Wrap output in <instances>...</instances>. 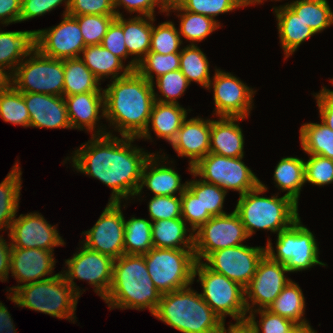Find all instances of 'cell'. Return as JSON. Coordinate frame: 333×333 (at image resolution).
<instances>
[{
	"instance_id": "6da1fadb",
	"label": "cell",
	"mask_w": 333,
	"mask_h": 333,
	"mask_svg": "<svg viewBox=\"0 0 333 333\" xmlns=\"http://www.w3.org/2000/svg\"><path fill=\"white\" fill-rule=\"evenodd\" d=\"M92 135L91 140L81 144L72 157V166L112 189L109 202L121 203L136 196L141 183L142 169L151 156L133 143L138 137ZM143 150V151H142Z\"/></svg>"
},
{
	"instance_id": "7a4b0ae2",
	"label": "cell",
	"mask_w": 333,
	"mask_h": 333,
	"mask_svg": "<svg viewBox=\"0 0 333 333\" xmlns=\"http://www.w3.org/2000/svg\"><path fill=\"white\" fill-rule=\"evenodd\" d=\"M110 81L103 89L106 121L121 136L139 137L155 102L154 85L136 71Z\"/></svg>"
},
{
	"instance_id": "3957f363",
	"label": "cell",
	"mask_w": 333,
	"mask_h": 333,
	"mask_svg": "<svg viewBox=\"0 0 333 333\" xmlns=\"http://www.w3.org/2000/svg\"><path fill=\"white\" fill-rule=\"evenodd\" d=\"M161 296L150 278L144 255L124 254L114 259L112 282L103 299L110 310L147 308L154 315Z\"/></svg>"
},
{
	"instance_id": "277c9868",
	"label": "cell",
	"mask_w": 333,
	"mask_h": 333,
	"mask_svg": "<svg viewBox=\"0 0 333 333\" xmlns=\"http://www.w3.org/2000/svg\"><path fill=\"white\" fill-rule=\"evenodd\" d=\"M155 316L181 333H220L221 318L191 287L163 294Z\"/></svg>"
},
{
	"instance_id": "5b68a950",
	"label": "cell",
	"mask_w": 333,
	"mask_h": 333,
	"mask_svg": "<svg viewBox=\"0 0 333 333\" xmlns=\"http://www.w3.org/2000/svg\"><path fill=\"white\" fill-rule=\"evenodd\" d=\"M266 185L260 181L255 189L239 196L234 211L238 214L249 237L255 229L269 230L278 234L287 229L299 217L298 204L287 196H259L267 191Z\"/></svg>"
},
{
	"instance_id": "8992f818",
	"label": "cell",
	"mask_w": 333,
	"mask_h": 333,
	"mask_svg": "<svg viewBox=\"0 0 333 333\" xmlns=\"http://www.w3.org/2000/svg\"><path fill=\"white\" fill-rule=\"evenodd\" d=\"M7 298L18 307H25L59 319L65 318L75 323V311L80 296L59 272L56 276L45 280L19 285L12 296L8 294Z\"/></svg>"
},
{
	"instance_id": "52a82bcc",
	"label": "cell",
	"mask_w": 333,
	"mask_h": 333,
	"mask_svg": "<svg viewBox=\"0 0 333 333\" xmlns=\"http://www.w3.org/2000/svg\"><path fill=\"white\" fill-rule=\"evenodd\" d=\"M268 239L265 254L273 261L285 265L289 272L309 270L314 265L326 266L319 260V247L309 228L302 225L300 218L287 229L277 234L276 253Z\"/></svg>"
},
{
	"instance_id": "ba28073f",
	"label": "cell",
	"mask_w": 333,
	"mask_h": 333,
	"mask_svg": "<svg viewBox=\"0 0 333 333\" xmlns=\"http://www.w3.org/2000/svg\"><path fill=\"white\" fill-rule=\"evenodd\" d=\"M197 275V282L203 289L201 297L224 323L227 315L236 320L235 323L246 321L248 311L243 287L223 274L212 271L203 261L195 263L193 280Z\"/></svg>"
},
{
	"instance_id": "9c48e42d",
	"label": "cell",
	"mask_w": 333,
	"mask_h": 333,
	"mask_svg": "<svg viewBox=\"0 0 333 333\" xmlns=\"http://www.w3.org/2000/svg\"><path fill=\"white\" fill-rule=\"evenodd\" d=\"M144 259L150 278L162 295L192 286L196 263L193 249L153 247Z\"/></svg>"
},
{
	"instance_id": "30bf717a",
	"label": "cell",
	"mask_w": 333,
	"mask_h": 333,
	"mask_svg": "<svg viewBox=\"0 0 333 333\" xmlns=\"http://www.w3.org/2000/svg\"><path fill=\"white\" fill-rule=\"evenodd\" d=\"M28 58L19 63L10 83L20 92L63 96L64 60L45 56L38 49Z\"/></svg>"
},
{
	"instance_id": "8fae6325",
	"label": "cell",
	"mask_w": 333,
	"mask_h": 333,
	"mask_svg": "<svg viewBox=\"0 0 333 333\" xmlns=\"http://www.w3.org/2000/svg\"><path fill=\"white\" fill-rule=\"evenodd\" d=\"M242 159L243 157L229 158L209 152L192 167L190 174L195 178L200 177L204 182L215 184L226 192L238 191L241 196L260 185L258 177Z\"/></svg>"
},
{
	"instance_id": "7c38bea8",
	"label": "cell",
	"mask_w": 333,
	"mask_h": 333,
	"mask_svg": "<svg viewBox=\"0 0 333 333\" xmlns=\"http://www.w3.org/2000/svg\"><path fill=\"white\" fill-rule=\"evenodd\" d=\"M81 246L80 251L65 261L68 269L61 273L79 296L82 295V290L76 285L74 279L86 280L94 287V292L104 299L112 282L114 259L91 250L85 245Z\"/></svg>"
},
{
	"instance_id": "4fadbf2b",
	"label": "cell",
	"mask_w": 333,
	"mask_h": 333,
	"mask_svg": "<svg viewBox=\"0 0 333 333\" xmlns=\"http://www.w3.org/2000/svg\"><path fill=\"white\" fill-rule=\"evenodd\" d=\"M248 238L250 237L234 210L229 214L212 216L194 231L195 259L203 261L210 253L242 245Z\"/></svg>"
},
{
	"instance_id": "5bb4252c",
	"label": "cell",
	"mask_w": 333,
	"mask_h": 333,
	"mask_svg": "<svg viewBox=\"0 0 333 333\" xmlns=\"http://www.w3.org/2000/svg\"><path fill=\"white\" fill-rule=\"evenodd\" d=\"M207 90L213 88V98L217 117L248 118L252 110L256 90L249 87L235 75L215 69Z\"/></svg>"
},
{
	"instance_id": "9a60e30c",
	"label": "cell",
	"mask_w": 333,
	"mask_h": 333,
	"mask_svg": "<svg viewBox=\"0 0 333 333\" xmlns=\"http://www.w3.org/2000/svg\"><path fill=\"white\" fill-rule=\"evenodd\" d=\"M264 255V246L250 247L242 244L212 252L203 263L212 271L223 274L245 289Z\"/></svg>"
},
{
	"instance_id": "2e32d148",
	"label": "cell",
	"mask_w": 333,
	"mask_h": 333,
	"mask_svg": "<svg viewBox=\"0 0 333 333\" xmlns=\"http://www.w3.org/2000/svg\"><path fill=\"white\" fill-rule=\"evenodd\" d=\"M121 203L108 202L94 226L82 232L87 248L117 259L124 255V214Z\"/></svg>"
},
{
	"instance_id": "e0dca14e",
	"label": "cell",
	"mask_w": 333,
	"mask_h": 333,
	"mask_svg": "<svg viewBox=\"0 0 333 333\" xmlns=\"http://www.w3.org/2000/svg\"><path fill=\"white\" fill-rule=\"evenodd\" d=\"M288 272L285 265L271 260L265 254L259 261L253 278L244 289L247 311L267 309L289 281L292 280L286 278L285 273Z\"/></svg>"
},
{
	"instance_id": "ac0fdd59",
	"label": "cell",
	"mask_w": 333,
	"mask_h": 333,
	"mask_svg": "<svg viewBox=\"0 0 333 333\" xmlns=\"http://www.w3.org/2000/svg\"><path fill=\"white\" fill-rule=\"evenodd\" d=\"M48 29L37 30V49L54 59L79 58L86 47L78 21L68 14Z\"/></svg>"
},
{
	"instance_id": "d6986e66",
	"label": "cell",
	"mask_w": 333,
	"mask_h": 333,
	"mask_svg": "<svg viewBox=\"0 0 333 333\" xmlns=\"http://www.w3.org/2000/svg\"><path fill=\"white\" fill-rule=\"evenodd\" d=\"M12 248H39L54 251V247L65 244L56 225L49 224L38 212L20 214L11 223L8 233Z\"/></svg>"
},
{
	"instance_id": "ffe728a7",
	"label": "cell",
	"mask_w": 333,
	"mask_h": 333,
	"mask_svg": "<svg viewBox=\"0 0 333 333\" xmlns=\"http://www.w3.org/2000/svg\"><path fill=\"white\" fill-rule=\"evenodd\" d=\"M55 264L56 259L52 251L39 248H12L10 272L12 277L17 279L18 285L9 288L10 294L19 288L20 283L26 285L56 276L52 275Z\"/></svg>"
},
{
	"instance_id": "44dd1931",
	"label": "cell",
	"mask_w": 333,
	"mask_h": 333,
	"mask_svg": "<svg viewBox=\"0 0 333 333\" xmlns=\"http://www.w3.org/2000/svg\"><path fill=\"white\" fill-rule=\"evenodd\" d=\"M30 114L29 127L72 129L63 96L22 92Z\"/></svg>"
},
{
	"instance_id": "7402d4cb",
	"label": "cell",
	"mask_w": 333,
	"mask_h": 333,
	"mask_svg": "<svg viewBox=\"0 0 333 333\" xmlns=\"http://www.w3.org/2000/svg\"><path fill=\"white\" fill-rule=\"evenodd\" d=\"M211 119L201 117L187 118L183 121L175 139L171 145L178 157H187L189 161V172L192 167L210 151Z\"/></svg>"
},
{
	"instance_id": "603a6c76",
	"label": "cell",
	"mask_w": 333,
	"mask_h": 333,
	"mask_svg": "<svg viewBox=\"0 0 333 333\" xmlns=\"http://www.w3.org/2000/svg\"><path fill=\"white\" fill-rule=\"evenodd\" d=\"M72 129L87 130L92 135H106L109 132L97 122L105 117L104 92H87L63 96ZM102 111V112H101ZM101 112V115L99 113ZM96 125L98 128L95 130ZM104 129V130H103Z\"/></svg>"
},
{
	"instance_id": "cb8c5ba5",
	"label": "cell",
	"mask_w": 333,
	"mask_h": 333,
	"mask_svg": "<svg viewBox=\"0 0 333 333\" xmlns=\"http://www.w3.org/2000/svg\"><path fill=\"white\" fill-rule=\"evenodd\" d=\"M163 155L151 153V156L145 162L142 169L141 183L136 196L141 195L144 186L154 196H175L176 193L181 195L187 188V181L182 184L181 175L173 167H167L166 164L163 165V162L168 160L166 159L168 157Z\"/></svg>"
},
{
	"instance_id": "d4e9b609",
	"label": "cell",
	"mask_w": 333,
	"mask_h": 333,
	"mask_svg": "<svg viewBox=\"0 0 333 333\" xmlns=\"http://www.w3.org/2000/svg\"><path fill=\"white\" fill-rule=\"evenodd\" d=\"M242 117L211 119L210 151L229 158L244 157V135L238 121ZM238 123V124H237Z\"/></svg>"
},
{
	"instance_id": "484cf974",
	"label": "cell",
	"mask_w": 333,
	"mask_h": 333,
	"mask_svg": "<svg viewBox=\"0 0 333 333\" xmlns=\"http://www.w3.org/2000/svg\"><path fill=\"white\" fill-rule=\"evenodd\" d=\"M37 49V30L1 31L0 67L11 76L19 63Z\"/></svg>"
},
{
	"instance_id": "4316f807",
	"label": "cell",
	"mask_w": 333,
	"mask_h": 333,
	"mask_svg": "<svg viewBox=\"0 0 333 333\" xmlns=\"http://www.w3.org/2000/svg\"><path fill=\"white\" fill-rule=\"evenodd\" d=\"M187 111L180 104L160 103L155 101L151 110L150 119L147 129L138 137V139L151 140L149 127L158 138L169 142L175 139L178 130L181 128L183 121L187 118ZM151 123V125H150Z\"/></svg>"
},
{
	"instance_id": "83f0119b",
	"label": "cell",
	"mask_w": 333,
	"mask_h": 333,
	"mask_svg": "<svg viewBox=\"0 0 333 333\" xmlns=\"http://www.w3.org/2000/svg\"><path fill=\"white\" fill-rule=\"evenodd\" d=\"M272 10L276 14L279 39L286 59L315 32L289 6L280 5Z\"/></svg>"
},
{
	"instance_id": "f1b7e54d",
	"label": "cell",
	"mask_w": 333,
	"mask_h": 333,
	"mask_svg": "<svg viewBox=\"0 0 333 333\" xmlns=\"http://www.w3.org/2000/svg\"><path fill=\"white\" fill-rule=\"evenodd\" d=\"M133 17L127 20L123 16V33L128 55H135L127 66L135 71L138 62L150 51L152 17Z\"/></svg>"
},
{
	"instance_id": "f546056e",
	"label": "cell",
	"mask_w": 333,
	"mask_h": 333,
	"mask_svg": "<svg viewBox=\"0 0 333 333\" xmlns=\"http://www.w3.org/2000/svg\"><path fill=\"white\" fill-rule=\"evenodd\" d=\"M153 247L168 249H194V231L188 229L182 218L152 222ZM189 232V234H188Z\"/></svg>"
},
{
	"instance_id": "4dcf8cb0",
	"label": "cell",
	"mask_w": 333,
	"mask_h": 333,
	"mask_svg": "<svg viewBox=\"0 0 333 333\" xmlns=\"http://www.w3.org/2000/svg\"><path fill=\"white\" fill-rule=\"evenodd\" d=\"M81 54L79 58L100 82L103 78H110L109 76L110 80L124 77L132 71L119 57L101 44L86 46Z\"/></svg>"
},
{
	"instance_id": "1f68e13d",
	"label": "cell",
	"mask_w": 333,
	"mask_h": 333,
	"mask_svg": "<svg viewBox=\"0 0 333 333\" xmlns=\"http://www.w3.org/2000/svg\"><path fill=\"white\" fill-rule=\"evenodd\" d=\"M180 12L177 17L180 18L179 34L190 42V45H197V42L205 40L213 31L220 27V22L211 17L192 13L183 10L174 0L167 4L166 15L171 12ZM195 42V43H194Z\"/></svg>"
},
{
	"instance_id": "d6a6232c",
	"label": "cell",
	"mask_w": 333,
	"mask_h": 333,
	"mask_svg": "<svg viewBox=\"0 0 333 333\" xmlns=\"http://www.w3.org/2000/svg\"><path fill=\"white\" fill-rule=\"evenodd\" d=\"M267 310L293 321L299 327L310 325L303 317L305 314V297L302 289L292 280L283 288Z\"/></svg>"
},
{
	"instance_id": "836d02e7",
	"label": "cell",
	"mask_w": 333,
	"mask_h": 333,
	"mask_svg": "<svg viewBox=\"0 0 333 333\" xmlns=\"http://www.w3.org/2000/svg\"><path fill=\"white\" fill-rule=\"evenodd\" d=\"M302 158L284 157L282 158L274 171V184L284 195L291 198L298 204L300 191L305 184V164Z\"/></svg>"
},
{
	"instance_id": "e575fe53",
	"label": "cell",
	"mask_w": 333,
	"mask_h": 333,
	"mask_svg": "<svg viewBox=\"0 0 333 333\" xmlns=\"http://www.w3.org/2000/svg\"><path fill=\"white\" fill-rule=\"evenodd\" d=\"M18 164L17 162L14 164L0 183V231L10 230L11 223L17 216L22 188V172Z\"/></svg>"
},
{
	"instance_id": "d590c367",
	"label": "cell",
	"mask_w": 333,
	"mask_h": 333,
	"mask_svg": "<svg viewBox=\"0 0 333 333\" xmlns=\"http://www.w3.org/2000/svg\"><path fill=\"white\" fill-rule=\"evenodd\" d=\"M100 81L80 58L64 59L63 96L87 92H101Z\"/></svg>"
},
{
	"instance_id": "8d00e7d4",
	"label": "cell",
	"mask_w": 333,
	"mask_h": 333,
	"mask_svg": "<svg viewBox=\"0 0 333 333\" xmlns=\"http://www.w3.org/2000/svg\"><path fill=\"white\" fill-rule=\"evenodd\" d=\"M302 150L333 160V131L321 123H304L300 128Z\"/></svg>"
},
{
	"instance_id": "74e56055",
	"label": "cell",
	"mask_w": 333,
	"mask_h": 333,
	"mask_svg": "<svg viewBox=\"0 0 333 333\" xmlns=\"http://www.w3.org/2000/svg\"><path fill=\"white\" fill-rule=\"evenodd\" d=\"M315 34L333 25V11L327 0H293L286 3Z\"/></svg>"
},
{
	"instance_id": "f35d334b",
	"label": "cell",
	"mask_w": 333,
	"mask_h": 333,
	"mask_svg": "<svg viewBox=\"0 0 333 333\" xmlns=\"http://www.w3.org/2000/svg\"><path fill=\"white\" fill-rule=\"evenodd\" d=\"M152 221L132 217L124 219V254L145 255L153 248Z\"/></svg>"
},
{
	"instance_id": "ab89813d",
	"label": "cell",
	"mask_w": 333,
	"mask_h": 333,
	"mask_svg": "<svg viewBox=\"0 0 333 333\" xmlns=\"http://www.w3.org/2000/svg\"><path fill=\"white\" fill-rule=\"evenodd\" d=\"M180 71L189 84L196 82L207 88L211 81L209 61L197 45H186L180 52Z\"/></svg>"
},
{
	"instance_id": "60d3db41",
	"label": "cell",
	"mask_w": 333,
	"mask_h": 333,
	"mask_svg": "<svg viewBox=\"0 0 333 333\" xmlns=\"http://www.w3.org/2000/svg\"><path fill=\"white\" fill-rule=\"evenodd\" d=\"M0 117L4 122L29 127L30 114L22 92L11 83L0 90Z\"/></svg>"
},
{
	"instance_id": "b9f144b4",
	"label": "cell",
	"mask_w": 333,
	"mask_h": 333,
	"mask_svg": "<svg viewBox=\"0 0 333 333\" xmlns=\"http://www.w3.org/2000/svg\"><path fill=\"white\" fill-rule=\"evenodd\" d=\"M187 188L200 200L202 204V214L219 216L226 214L223 205L227 192L221 187L204 182L203 180L193 179L187 181Z\"/></svg>"
},
{
	"instance_id": "7bdbcfd3",
	"label": "cell",
	"mask_w": 333,
	"mask_h": 333,
	"mask_svg": "<svg viewBox=\"0 0 333 333\" xmlns=\"http://www.w3.org/2000/svg\"><path fill=\"white\" fill-rule=\"evenodd\" d=\"M180 52L170 54H158L148 52L137 64L135 71L147 81L154 83L156 78L170 71L180 69Z\"/></svg>"
},
{
	"instance_id": "ee69618b",
	"label": "cell",
	"mask_w": 333,
	"mask_h": 333,
	"mask_svg": "<svg viewBox=\"0 0 333 333\" xmlns=\"http://www.w3.org/2000/svg\"><path fill=\"white\" fill-rule=\"evenodd\" d=\"M155 17H152V33L150 41V52L158 54H170L181 52L183 38L172 21L160 23L154 26Z\"/></svg>"
},
{
	"instance_id": "f6af8a7d",
	"label": "cell",
	"mask_w": 333,
	"mask_h": 333,
	"mask_svg": "<svg viewBox=\"0 0 333 333\" xmlns=\"http://www.w3.org/2000/svg\"><path fill=\"white\" fill-rule=\"evenodd\" d=\"M246 323L254 331V333H294L299 327L293 321L271 313L267 309H258L248 312ZM260 314V321H256V315Z\"/></svg>"
},
{
	"instance_id": "bcb514c9",
	"label": "cell",
	"mask_w": 333,
	"mask_h": 333,
	"mask_svg": "<svg viewBox=\"0 0 333 333\" xmlns=\"http://www.w3.org/2000/svg\"><path fill=\"white\" fill-rule=\"evenodd\" d=\"M155 80V85H157L161 95L156 94L154 89V97L155 101L160 103L179 104L177 99L185 93L190 85L179 69L161 75Z\"/></svg>"
},
{
	"instance_id": "7dc6e473",
	"label": "cell",
	"mask_w": 333,
	"mask_h": 333,
	"mask_svg": "<svg viewBox=\"0 0 333 333\" xmlns=\"http://www.w3.org/2000/svg\"><path fill=\"white\" fill-rule=\"evenodd\" d=\"M73 17L78 21L85 46H90L101 44L116 15H79Z\"/></svg>"
},
{
	"instance_id": "c3c4849f",
	"label": "cell",
	"mask_w": 333,
	"mask_h": 333,
	"mask_svg": "<svg viewBox=\"0 0 333 333\" xmlns=\"http://www.w3.org/2000/svg\"><path fill=\"white\" fill-rule=\"evenodd\" d=\"M183 10L213 18L241 8L235 0H174Z\"/></svg>"
},
{
	"instance_id": "681fc988",
	"label": "cell",
	"mask_w": 333,
	"mask_h": 333,
	"mask_svg": "<svg viewBox=\"0 0 333 333\" xmlns=\"http://www.w3.org/2000/svg\"><path fill=\"white\" fill-rule=\"evenodd\" d=\"M305 164V183L324 186L333 182V160L308 154Z\"/></svg>"
},
{
	"instance_id": "f907efd6",
	"label": "cell",
	"mask_w": 333,
	"mask_h": 333,
	"mask_svg": "<svg viewBox=\"0 0 333 333\" xmlns=\"http://www.w3.org/2000/svg\"><path fill=\"white\" fill-rule=\"evenodd\" d=\"M150 220L181 218V195L153 196L148 203Z\"/></svg>"
},
{
	"instance_id": "816d5d0a",
	"label": "cell",
	"mask_w": 333,
	"mask_h": 333,
	"mask_svg": "<svg viewBox=\"0 0 333 333\" xmlns=\"http://www.w3.org/2000/svg\"><path fill=\"white\" fill-rule=\"evenodd\" d=\"M211 217V214H202L200 200L186 188L181 194V218L190 225V229L196 231Z\"/></svg>"
},
{
	"instance_id": "f5cc1de1",
	"label": "cell",
	"mask_w": 333,
	"mask_h": 333,
	"mask_svg": "<svg viewBox=\"0 0 333 333\" xmlns=\"http://www.w3.org/2000/svg\"><path fill=\"white\" fill-rule=\"evenodd\" d=\"M101 45L109 50L112 54L119 57L122 61L129 57L125 45V38L123 33V15L116 16V18L109 25Z\"/></svg>"
},
{
	"instance_id": "db71d44e",
	"label": "cell",
	"mask_w": 333,
	"mask_h": 333,
	"mask_svg": "<svg viewBox=\"0 0 333 333\" xmlns=\"http://www.w3.org/2000/svg\"><path fill=\"white\" fill-rule=\"evenodd\" d=\"M68 15H116L113 0H70Z\"/></svg>"
},
{
	"instance_id": "11a10c76",
	"label": "cell",
	"mask_w": 333,
	"mask_h": 333,
	"mask_svg": "<svg viewBox=\"0 0 333 333\" xmlns=\"http://www.w3.org/2000/svg\"><path fill=\"white\" fill-rule=\"evenodd\" d=\"M116 16H122L120 10L121 6L124 7L129 13H137L138 16L155 17V7H159V12H167V0H113Z\"/></svg>"
},
{
	"instance_id": "9f6ffc18",
	"label": "cell",
	"mask_w": 333,
	"mask_h": 333,
	"mask_svg": "<svg viewBox=\"0 0 333 333\" xmlns=\"http://www.w3.org/2000/svg\"><path fill=\"white\" fill-rule=\"evenodd\" d=\"M63 2L65 3L63 15H66L69 10L70 0H22L20 22L43 16L63 4Z\"/></svg>"
},
{
	"instance_id": "6f0895ef",
	"label": "cell",
	"mask_w": 333,
	"mask_h": 333,
	"mask_svg": "<svg viewBox=\"0 0 333 333\" xmlns=\"http://www.w3.org/2000/svg\"><path fill=\"white\" fill-rule=\"evenodd\" d=\"M321 121L333 131V90L322 87L314 95Z\"/></svg>"
},
{
	"instance_id": "680465c9",
	"label": "cell",
	"mask_w": 333,
	"mask_h": 333,
	"mask_svg": "<svg viewBox=\"0 0 333 333\" xmlns=\"http://www.w3.org/2000/svg\"><path fill=\"white\" fill-rule=\"evenodd\" d=\"M22 0H0V23L9 25L20 22Z\"/></svg>"
},
{
	"instance_id": "91938a15",
	"label": "cell",
	"mask_w": 333,
	"mask_h": 333,
	"mask_svg": "<svg viewBox=\"0 0 333 333\" xmlns=\"http://www.w3.org/2000/svg\"><path fill=\"white\" fill-rule=\"evenodd\" d=\"M3 235H0V281L6 282L8 279L11 263V242L8 244Z\"/></svg>"
},
{
	"instance_id": "94428289",
	"label": "cell",
	"mask_w": 333,
	"mask_h": 333,
	"mask_svg": "<svg viewBox=\"0 0 333 333\" xmlns=\"http://www.w3.org/2000/svg\"><path fill=\"white\" fill-rule=\"evenodd\" d=\"M10 312L5 305L0 301V333H16L15 325Z\"/></svg>"
},
{
	"instance_id": "6125c7cd",
	"label": "cell",
	"mask_w": 333,
	"mask_h": 333,
	"mask_svg": "<svg viewBox=\"0 0 333 333\" xmlns=\"http://www.w3.org/2000/svg\"><path fill=\"white\" fill-rule=\"evenodd\" d=\"M220 333H254V331L248 326L246 322L230 324L228 329L223 327Z\"/></svg>"
},
{
	"instance_id": "be15d7a7",
	"label": "cell",
	"mask_w": 333,
	"mask_h": 333,
	"mask_svg": "<svg viewBox=\"0 0 333 333\" xmlns=\"http://www.w3.org/2000/svg\"><path fill=\"white\" fill-rule=\"evenodd\" d=\"M10 84V75L0 67V90L5 89Z\"/></svg>"
},
{
	"instance_id": "e7e4bbea",
	"label": "cell",
	"mask_w": 333,
	"mask_h": 333,
	"mask_svg": "<svg viewBox=\"0 0 333 333\" xmlns=\"http://www.w3.org/2000/svg\"><path fill=\"white\" fill-rule=\"evenodd\" d=\"M238 5L242 7H246L248 5H255V4H260V0H235Z\"/></svg>"
},
{
	"instance_id": "03108f58",
	"label": "cell",
	"mask_w": 333,
	"mask_h": 333,
	"mask_svg": "<svg viewBox=\"0 0 333 333\" xmlns=\"http://www.w3.org/2000/svg\"><path fill=\"white\" fill-rule=\"evenodd\" d=\"M294 333H317L312 326H306V327H298Z\"/></svg>"
},
{
	"instance_id": "003e7915",
	"label": "cell",
	"mask_w": 333,
	"mask_h": 333,
	"mask_svg": "<svg viewBox=\"0 0 333 333\" xmlns=\"http://www.w3.org/2000/svg\"><path fill=\"white\" fill-rule=\"evenodd\" d=\"M266 1V0H265ZM272 1V0H271ZM274 1H281V0H274ZM260 3L262 4L263 3V0H260Z\"/></svg>"
}]
</instances>
